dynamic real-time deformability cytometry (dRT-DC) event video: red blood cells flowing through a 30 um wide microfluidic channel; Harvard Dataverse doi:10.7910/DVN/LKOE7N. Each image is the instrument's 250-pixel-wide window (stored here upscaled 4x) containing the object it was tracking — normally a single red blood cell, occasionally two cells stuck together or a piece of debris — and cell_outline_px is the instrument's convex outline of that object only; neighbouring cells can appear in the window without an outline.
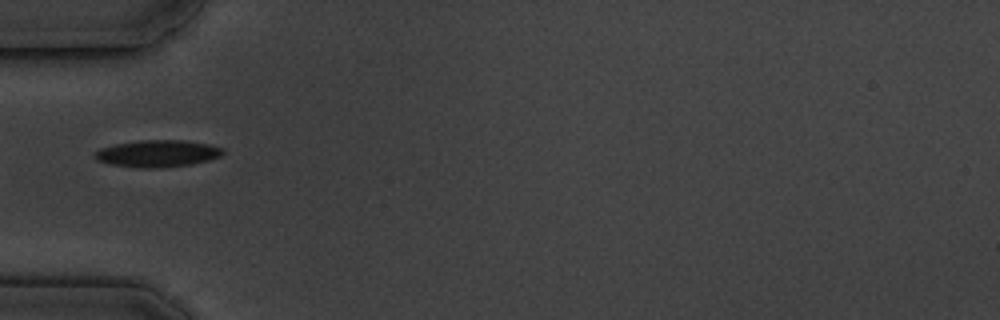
{"species": "common noctule bat (a hibernating species)", "species_latin": "Nyctalus noctula", "temperature_condition": "cold", "stored_images_in_passage": 6, "camera_frame_rate_fps": 3000, "um_per_image_px": 0.085, "animal": {"sex": "male", "body_mass_g": 19.5, "forearm_length_mm": 54.6}, "frame": {"image": 1, "passage_image": 6, "time_ms": 6.0, "image_size_px": [1000, 320], "cell_outline_px": [[224, 152], [220, 156], [208, 160], [192, 164], [156, 168], [140, 168], [108, 164], [96, 160], [92, 156], [100, 148], [116, 144], [140, 140], [184, 140], [208, 144], [224, 148]], "centroid_in_image_um": [13.37, 13.05], "position_along_channel_um": 71.6, "area_um2": 20.17}}